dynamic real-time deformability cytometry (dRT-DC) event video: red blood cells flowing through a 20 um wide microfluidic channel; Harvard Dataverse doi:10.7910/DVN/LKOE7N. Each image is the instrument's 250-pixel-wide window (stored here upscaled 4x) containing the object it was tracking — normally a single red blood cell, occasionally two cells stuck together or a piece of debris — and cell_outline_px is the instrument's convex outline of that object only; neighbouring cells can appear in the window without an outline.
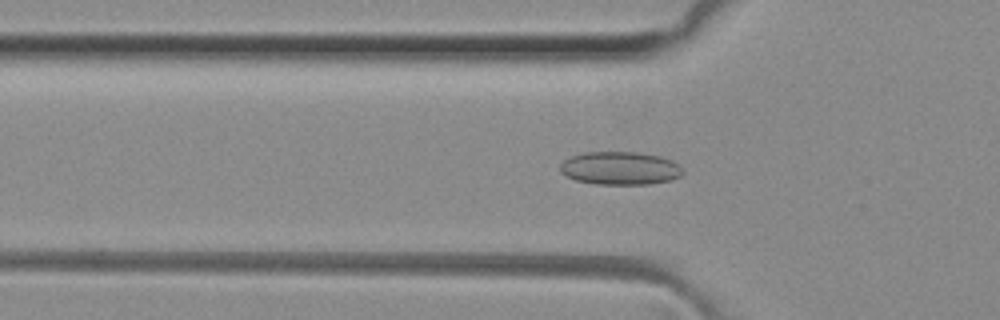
{"species": "common noctule bat (a hibernating species)", "species_latin": "Nyctalus noctula", "temperature_condition": "room temperature", "stored_images_in_passage": 46, "camera_frame_rate_fps": 3000, "um_per_image_px": 0.085, "animal": {"sex": "female", "body_mass_g": 29.2, "forearm_length_mm": 56.3}, "frame": {"image": 1, "passage_image": 12, "time_ms": 3.667, "image_size_px": [1000, 320], "cell_outline_px": [[684, 172], [680, 176], [672, 180], [648, 184], [596, 184], [576, 180], [560, 172], [560, 164], [564, 160], [572, 156], [584, 152], [636, 152], [660, 156], [672, 160], [680, 164], [684, 168]], "centroid_in_image_um": [52.75, 14.29], "position_along_channel_um": 73.0, "area_um2": 23.81}}
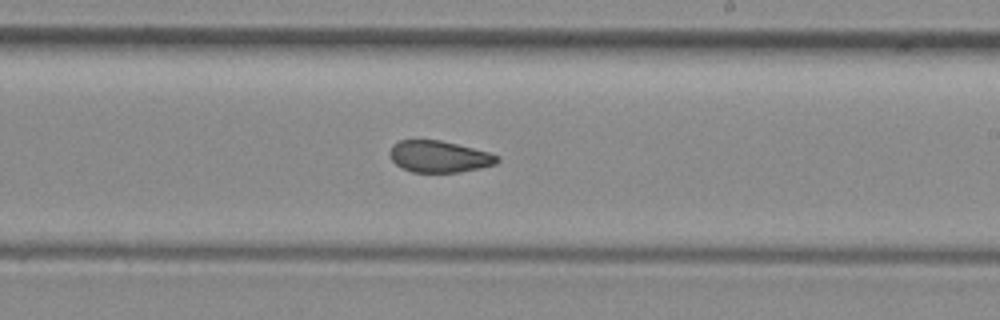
{"frame": {"image": 2, "passage_image": 25, "time_ms": 8.0, "image_size_px": [1000, 320], "cell_outline_px": [[500, 160], [496, 164], [480, 168], [460, 172], [412, 172], [400, 168], [392, 160], [388, 152], [392, 144], [400, 140], [440, 140], [488, 152], [500, 156]], "centroid_in_image_um": [37.3, 13.31], "position_along_channel_um": 251.7, "area_um2": 19.88}}
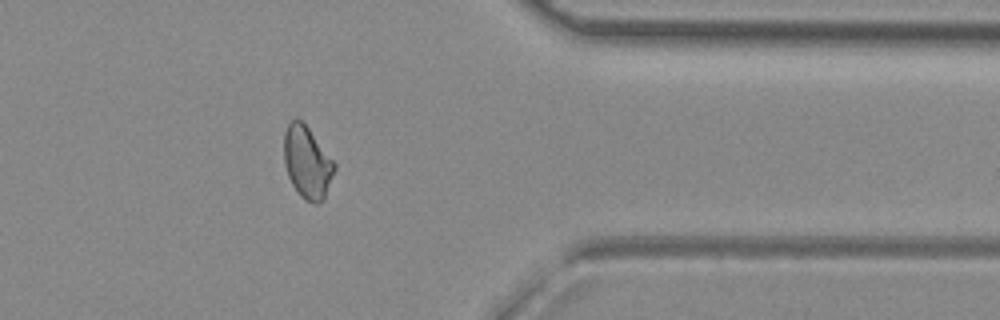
{"frame": {"image": 3, "passage_image": 36, "time_ms": 11.667, "image_size_px": [1000, 320], "cell_outline_px": [[336, 168], [324, 200], [316, 204], [312, 204], [304, 200], [300, 196], [292, 184], [288, 176], [284, 164], [284, 132], [288, 124], [296, 116], [308, 128], [336, 164]], "centroid_in_image_um": [26.1, 13.83], "position_along_channel_um": 385.3, "area_um2": 21.27}, "authors_computed_cell_mechanics": {"area_um2": 21.2993, "velocity_mm_per_s": 4.1152, "shape_relaxation_time_tau1_ms": null, "shape_relaxation_time_tau2_ms": 2.02, "deformation_change_tau1": null, "deformation_change_tau2": 0.0768}}